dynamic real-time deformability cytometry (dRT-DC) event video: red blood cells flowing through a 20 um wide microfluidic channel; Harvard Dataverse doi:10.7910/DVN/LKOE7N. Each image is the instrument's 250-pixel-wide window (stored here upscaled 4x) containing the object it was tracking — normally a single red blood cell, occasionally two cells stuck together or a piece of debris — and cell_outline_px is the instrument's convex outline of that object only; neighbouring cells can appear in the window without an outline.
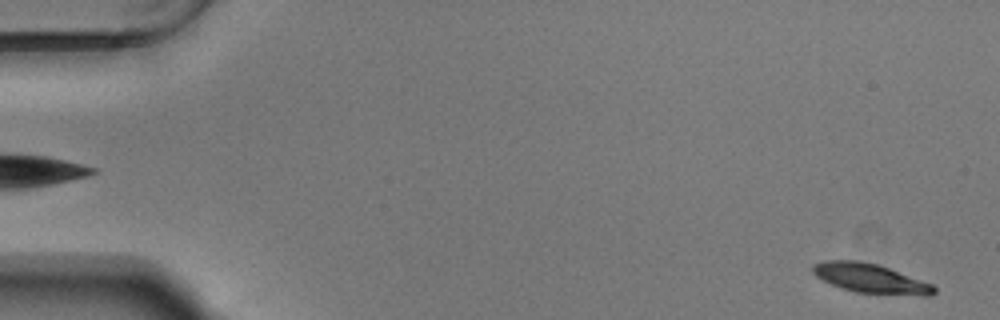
{"species": "Egyptian fruit bat (a non-hibernating species)", "species_latin": "Rousettus aegyptiacus", "temperature_condition": "warm", "stored_images_in_passage": 55, "camera_frame_rate_fps": 3000, "um_per_image_px": 0.085, "animal": {"sex": "male"}, "frame": {"image": 1, "passage_image": 2, "time_ms": 0.333, "image_size_px": [1000, 320], "cell_outline_px": [[936, 292], [932, 296], [924, 296], [856, 292], [840, 288], [816, 276], [812, 272], [812, 264], [824, 260], [856, 260], [876, 264], [888, 268], [932, 284], [936, 288]], "centroid_in_image_um": [73.98, 23.67], "position_along_channel_um": 11.0, "area_um2": 20.63}}
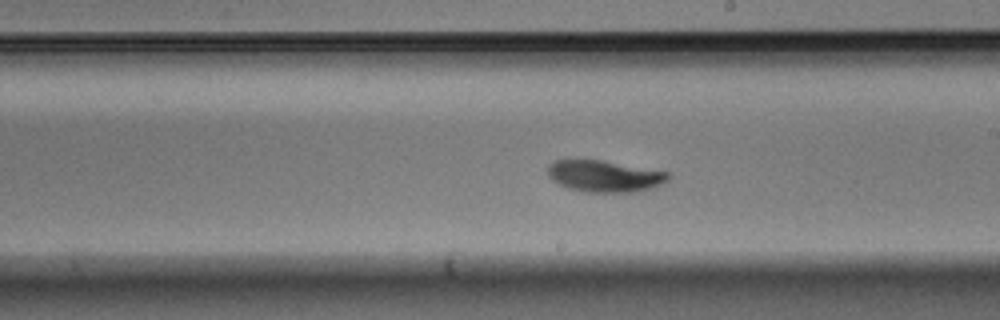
{"frame": {"image": 2, "passage_image": 32, "time_ms": 10.333, "image_size_px": [1000, 320], "cell_outline_px": [[672, 176], [668, 180], [652, 188], [640, 192], [584, 192], [568, 188], [560, 184], [548, 176], [548, 168], [552, 160], [600, 160], [668, 172]], "centroid_in_image_um": [51.4, 14.98], "position_along_channel_um": 237.6, "area_um2": 22.08}}
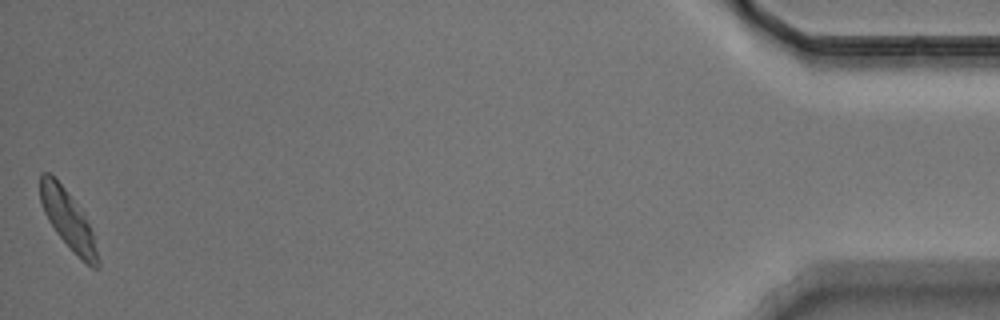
{"frame": {"image": 3, "passage_image": 55, "time_ms": 18.0, "image_size_px": [1000, 320], "cell_outline_px": [[100, 268], [92, 268], [56, 232], [48, 220], [44, 212], [40, 200], [40, 172], [48, 172], [64, 188], [84, 216], [96, 236], [100, 260]], "centroid_in_image_um": [5.81, 18.7], "position_along_channel_um": 429.4, "area_um2": 19.07}, "authors_computed_cell_mechanics": {"area_um2": 21.675, "velocity_mm_per_s": 3.6785, "shape_relaxation_time_tau1_ms": 2.8477, "shape_relaxation_time_tau2_ms": 9.6589, "deformation_change_tau1": 0.1333, "deformation_change_tau2": 0.1365}}